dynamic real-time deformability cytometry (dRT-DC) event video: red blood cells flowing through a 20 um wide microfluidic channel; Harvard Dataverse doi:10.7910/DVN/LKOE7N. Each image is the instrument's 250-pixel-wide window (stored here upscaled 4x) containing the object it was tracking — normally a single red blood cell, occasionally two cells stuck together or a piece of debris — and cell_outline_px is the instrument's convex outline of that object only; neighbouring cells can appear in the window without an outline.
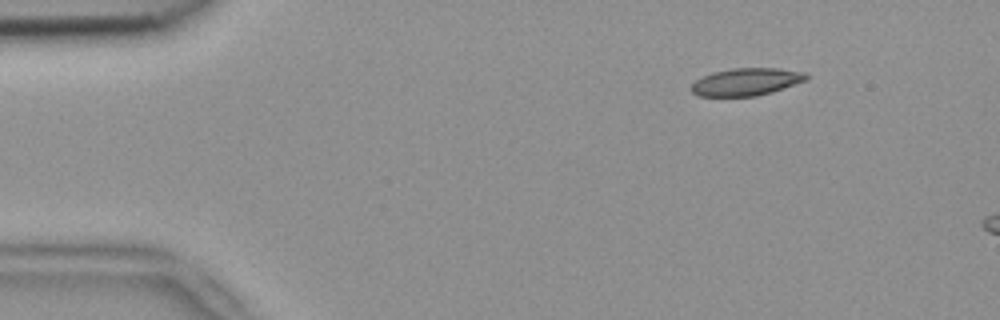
{"species": "common noctule bat (a hibernating species)", "species_latin": "Nyctalus noctula", "temperature_condition": "room temperature", "stored_images_in_passage": 4, "camera_frame_rate_fps": 3000, "um_per_image_px": 0.085, "animal": {"sex": "female", "body_mass_g": 18.4}, "frame": {"image": 1, "passage_image": 2, "time_ms": 0.333, "image_size_px": [1000, 320], "cell_outline_px": [[808, 80], [772, 92], [756, 96], [700, 96], [692, 92], [688, 88], [696, 80], [712, 72], [732, 68], [776, 68], [804, 72], [808, 76]], "centroid_in_image_um": [63.43, 6.96], "position_along_channel_um": 21.6, "area_um2": 18.44}}